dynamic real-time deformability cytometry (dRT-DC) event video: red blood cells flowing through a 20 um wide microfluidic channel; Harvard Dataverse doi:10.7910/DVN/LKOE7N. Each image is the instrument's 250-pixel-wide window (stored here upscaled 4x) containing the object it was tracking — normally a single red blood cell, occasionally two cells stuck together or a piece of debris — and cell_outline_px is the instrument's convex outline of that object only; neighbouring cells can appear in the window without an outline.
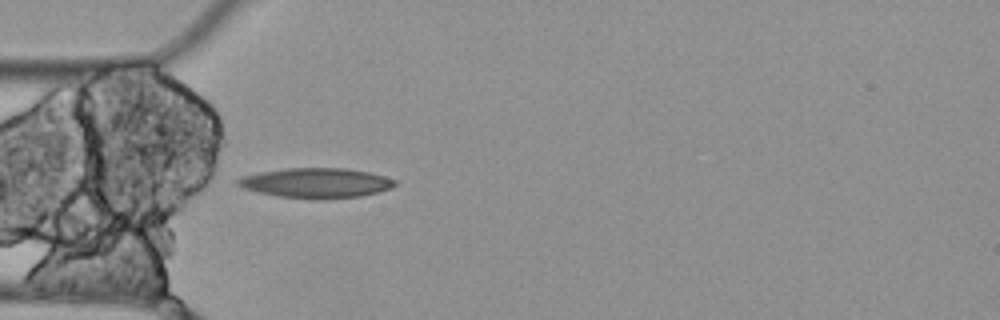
{"species": "Egyptian fruit bat (a non-hibernating species)", "species_latin": "Rousettus aegyptiacus", "temperature_condition": "cold", "stored_images_in_passage": 2, "camera_frame_rate_fps": 3000, "um_per_image_px": 0.085, "animal": {"sex": "female"}, "frame": {"image": 1, "passage_image": 2, "time_ms": 0.333, "image_size_px": [1000, 320], "cell_outline_px": [[396, 184], [392, 188], [360, 196], [276, 196], [244, 188], [236, 184], [236, 180], [244, 176], [260, 172], [284, 168], [348, 168], [368, 172], [384, 176], [396, 180]], "centroid_in_image_um": [26.87, 15.49], "position_along_channel_um": 58.1, "area_um2": 26.18}}